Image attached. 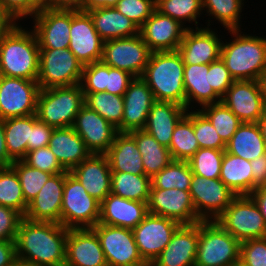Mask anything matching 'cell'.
<instances>
[{
  "label": "cell",
  "mask_w": 266,
  "mask_h": 266,
  "mask_svg": "<svg viewBox=\"0 0 266 266\" xmlns=\"http://www.w3.org/2000/svg\"><path fill=\"white\" fill-rule=\"evenodd\" d=\"M193 173L188 161L172 160L151 178L150 189L189 190Z\"/></svg>",
  "instance_id": "cell-41"
},
{
  "label": "cell",
  "mask_w": 266,
  "mask_h": 266,
  "mask_svg": "<svg viewBox=\"0 0 266 266\" xmlns=\"http://www.w3.org/2000/svg\"><path fill=\"white\" fill-rule=\"evenodd\" d=\"M15 257V241L0 240V266L9 265Z\"/></svg>",
  "instance_id": "cell-58"
},
{
  "label": "cell",
  "mask_w": 266,
  "mask_h": 266,
  "mask_svg": "<svg viewBox=\"0 0 266 266\" xmlns=\"http://www.w3.org/2000/svg\"><path fill=\"white\" fill-rule=\"evenodd\" d=\"M252 168V191L257 187L266 186V153L250 161Z\"/></svg>",
  "instance_id": "cell-55"
},
{
  "label": "cell",
  "mask_w": 266,
  "mask_h": 266,
  "mask_svg": "<svg viewBox=\"0 0 266 266\" xmlns=\"http://www.w3.org/2000/svg\"><path fill=\"white\" fill-rule=\"evenodd\" d=\"M252 168L250 161L224 152L220 180L237 196L252 192Z\"/></svg>",
  "instance_id": "cell-36"
},
{
  "label": "cell",
  "mask_w": 266,
  "mask_h": 266,
  "mask_svg": "<svg viewBox=\"0 0 266 266\" xmlns=\"http://www.w3.org/2000/svg\"><path fill=\"white\" fill-rule=\"evenodd\" d=\"M95 30L104 40L128 38L139 34L137 25L121 14L116 7H104L87 11Z\"/></svg>",
  "instance_id": "cell-33"
},
{
  "label": "cell",
  "mask_w": 266,
  "mask_h": 266,
  "mask_svg": "<svg viewBox=\"0 0 266 266\" xmlns=\"http://www.w3.org/2000/svg\"><path fill=\"white\" fill-rule=\"evenodd\" d=\"M151 178L125 172H111V193L119 197L148 203Z\"/></svg>",
  "instance_id": "cell-39"
},
{
  "label": "cell",
  "mask_w": 266,
  "mask_h": 266,
  "mask_svg": "<svg viewBox=\"0 0 266 266\" xmlns=\"http://www.w3.org/2000/svg\"><path fill=\"white\" fill-rule=\"evenodd\" d=\"M49 147L60 165L69 172L91 155L82 138L72 127L54 128Z\"/></svg>",
  "instance_id": "cell-31"
},
{
  "label": "cell",
  "mask_w": 266,
  "mask_h": 266,
  "mask_svg": "<svg viewBox=\"0 0 266 266\" xmlns=\"http://www.w3.org/2000/svg\"><path fill=\"white\" fill-rule=\"evenodd\" d=\"M184 66L178 51L151 52L141 78L156 101L174 102L186 108Z\"/></svg>",
  "instance_id": "cell-4"
},
{
  "label": "cell",
  "mask_w": 266,
  "mask_h": 266,
  "mask_svg": "<svg viewBox=\"0 0 266 266\" xmlns=\"http://www.w3.org/2000/svg\"><path fill=\"white\" fill-rule=\"evenodd\" d=\"M179 226L172 219L148 213L132 229L138 252L148 266L164 250Z\"/></svg>",
  "instance_id": "cell-14"
},
{
  "label": "cell",
  "mask_w": 266,
  "mask_h": 266,
  "mask_svg": "<svg viewBox=\"0 0 266 266\" xmlns=\"http://www.w3.org/2000/svg\"><path fill=\"white\" fill-rule=\"evenodd\" d=\"M147 214V203L128 200L110 193L101 202L98 223L133 229Z\"/></svg>",
  "instance_id": "cell-28"
},
{
  "label": "cell",
  "mask_w": 266,
  "mask_h": 266,
  "mask_svg": "<svg viewBox=\"0 0 266 266\" xmlns=\"http://www.w3.org/2000/svg\"><path fill=\"white\" fill-rule=\"evenodd\" d=\"M84 101V105L90 110L96 111L117 128L118 132H122L123 96L107 92L84 93Z\"/></svg>",
  "instance_id": "cell-40"
},
{
  "label": "cell",
  "mask_w": 266,
  "mask_h": 266,
  "mask_svg": "<svg viewBox=\"0 0 266 266\" xmlns=\"http://www.w3.org/2000/svg\"><path fill=\"white\" fill-rule=\"evenodd\" d=\"M221 101L242 122L257 123L266 111L257 80L234 81Z\"/></svg>",
  "instance_id": "cell-20"
},
{
  "label": "cell",
  "mask_w": 266,
  "mask_h": 266,
  "mask_svg": "<svg viewBox=\"0 0 266 266\" xmlns=\"http://www.w3.org/2000/svg\"><path fill=\"white\" fill-rule=\"evenodd\" d=\"M168 148L172 159L179 161H188L200 148L193 127V110H187L176 124Z\"/></svg>",
  "instance_id": "cell-37"
},
{
  "label": "cell",
  "mask_w": 266,
  "mask_h": 266,
  "mask_svg": "<svg viewBox=\"0 0 266 266\" xmlns=\"http://www.w3.org/2000/svg\"><path fill=\"white\" fill-rule=\"evenodd\" d=\"M86 0H49V9L84 11Z\"/></svg>",
  "instance_id": "cell-57"
},
{
  "label": "cell",
  "mask_w": 266,
  "mask_h": 266,
  "mask_svg": "<svg viewBox=\"0 0 266 266\" xmlns=\"http://www.w3.org/2000/svg\"><path fill=\"white\" fill-rule=\"evenodd\" d=\"M72 128L82 138L91 154H105L118 133L117 128L86 105L75 117Z\"/></svg>",
  "instance_id": "cell-19"
},
{
  "label": "cell",
  "mask_w": 266,
  "mask_h": 266,
  "mask_svg": "<svg viewBox=\"0 0 266 266\" xmlns=\"http://www.w3.org/2000/svg\"><path fill=\"white\" fill-rule=\"evenodd\" d=\"M0 3L17 23L27 18V0H0Z\"/></svg>",
  "instance_id": "cell-56"
},
{
  "label": "cell",
  "mask_w": 266,
  "mask_h": 266,
  "mask_svg": "<svg viewBox=\"0 0 266 266\" xmlns=\"http://www.w3.org/2000/svg\"><path fill=\"white\" fill-rule=\"evenodd\" d=\"M115 7L140 28L155 10V0H119Z\"/></svg>",
  "instance_id": "cell-49"
},
{
  "label": "cell",
  "mask_w": 266,
  "mask_h": 266,
  "mask_svg": "<svg viewBox=\"0 0 266 266\" xmlns=\"http://www.w3.org/2000/svg\"><path fill=\"white\" fill-rule=\"evenodd\" d=\"M111 172L145 175L141 153L129 132H118L114 142L105 153Z\"/></svg>",
  "instance_id": "cell-32"
},
{
  "label": "cell",
  "mask_w": 266,
  "mask_h": 266,
  "mask_svg": "<svg viewBox=\"0 0 266 266\" xmlns=\"http://www.w3.org/2000/svg\"><path fill=\"white\" fill-rule=\"evenodd\" d=\"M66 172L52 175L27 206L24 217L31 221L61 224L62 197Z\"/></svg>",
  "instance_id": "cell-25"
},
{
  "label": "cell",
  "mask_w": 266,
  "mask_h": 266,
  "mask_svg": "<svg viewBox=\"0 0 266 266\" xmlns=\"http://www.w3.org/2000/svg\"><path fill=\"white\" fill-rule=\"evenodd\" d=\"M155 9L163 15L179 21L183 26L186 22L199 28V18L203 13L202 0H155Z\"/></svg>",
  "instance_id": "cell-44"
},
{
  "label": "cell",
  "mask_w": 266,
  "mask_h": 266,
  "mask_svg": "<svg viewBox=\"0 0 266 266\" xmlns=\"http://www.w3.org/2000/svg\"><path fill=\"white\" fill-rule=\"evenodd\" d=\"M83 67L68 48L40 49L37 82L40 89L74 86L80 84Z\"/></svg>",
  "instance_id": "cell-9"
},
{
  "label": "cell",
  "mask_w": 266,
  "mask_h": 266,
  "mask_svg": "<svg viewBox=\"0 0 266 266\" xmlns=\"http://www.w3.org/2000/svg\"><path fill=\"white\" fill-rule=\"evenodd\" d=\"M240 245L216 220L199 221L195 266H238Z\"/></svg>",
  "instance_id": "cell-5"
},
{
  "label": "cell",
  "mask_w": 266,
  "mask_h": 266,
  "mask_svg": "<svg viewBox=\"0 0 266 266\" xmlns=\"http://www.w3.org/2000/svg\"><path fill=\"white\" fill-rule=\"evenodd\" d=\"M96 232L108 266H148L140 256L133 231L97 223Z\"/></svg>",
  "instance_id": "cell-10"
},
{
  "label": "cell",
  "mask_w": 266,
  "mask_h": 266,
  "mask_svg": "<svg viewBox=\"0 0 266 266\" xmlns=\"http://www.w3.org/2000/svg\"><path fill=\"white\" fill-rule=\"evenodd\" d=\"M70 173L79 180L87 193L99 202L111 193V169L105 154H91Z\"/></svg>",
  "instance_id": "cell-27"
},
{
  "label": "cell",
  "mask_w": 266,
  "mask_h": 266,
  "mask_svg": "<svg viewBox=\"0 0 266 266\" xmlns=\"http://www.w3.org/2000/svg\"><path fill=\"white\" fill-rule=\"evenodd\" d=\"M151 51L140 34L128 38L104 41L101 61L113 68L141 77Z\"/></svg>",
  "instance_id": "cell-11"
},
{
  "label": "cell",
  "mask_w": 266,
  "mask_h": 266,
  "mask_svg": "<svg viewBox=\"0 0 266 266\" xmlns=\"http://www.w3.org/2000/svg\"><path fill=\"white\" fill-rule=\"evenodd\" d=\"M119 0H86L84 11H90L97 8L115 7Z\"/></svg>",
  "instance_id": "cell-63"
},
{
  "label": "cell",
  "mask_w": 266,
  "mask_h": 266,
  "mask_svg": "<svg viewBox=\"0 0 266 266\" xmlns=\"http://www.w3.org/2000/svg\"><path fill=\"white\" fill-rule=\"evenodd\" d=\"M193 127L200 148L226 149V143L219 136L209 119L199 109L193 111Z\"/></svg>",
  "instance_id": "cell-48"
},
{
  "label": "cell",
  "mask_w": 266,
  "mask_h": 266,
  "mask_svg": "<svg viewBox=\"0 0 266 266\" xmlns=\"http://www.w3.org/2000/svg\"><path fill=\"white\" fill-rule=\"evenodd\" d=\"M26 28L16 23L0 38V75L37 80L39 43L33 29Z\"/></svg>",
  "instance_id": "cell-2"
},
{
  "label": "cell",
  "mask_w": 266,
  "mask_h": 266,
  "mask_svg": "<svg viewBox=\"0 0 266 266\" xmlns=\"http://www.w3.org/2000/svg\"><path fill=\"white\" fill-rule=\"evenodd\" d=\"M210 79L213 90L221 98L235 81L221 58L210 63Z\"/></svg>",
  "instance_id": "cell-53"
},
{
  "label": "cell",
  "mask_w": 266,
  "mask_h": 266,
  "mask_svg": "<svg viewBox=\"0 0 266 266\" xmlns=\"http://www.w3.org/2000/svg\"><path fill=\"white\" fill-rule=\"evenodd\" d=\"M0 205L16 210L23 217L27 210L19 178L11 166L0 167Z\"/></svg>",
  "instance_id": "cell-43"
},
{
  "label": "cell",
  "mask_w": 266,
  "mask_h": 266,
  "mask_svg": "<svg viewBox=\"0 0 266 266\" xmlns=\"http://www.w3.org/2000/svg\"><path fill=\"white\" fill-rule=\"evenodd\" d=\"M189 192L200 221L216 220L237 196L220 179L194 174Z\"/></svg>",
  "instance_id": "cell-12"
},
{
  "label": "cell",
  "mask_w": 266,
  "mask_h": 266,
  "mask_svg": "<svg viewBox=\"0 0 266 266\" xmlns=\"http://www.w3.org/2000/svg\"><path fill=\"white\" fill-rule=\"evenodd\" d=\"M148 213L166 217L180 225L196 224L197 218L189 190L150 189Z\"/></svg>",
  "instance_id": "cell-16"
},
{
  "label": "cell",
  "mask_w": 266,
  "mask_h": 266,
  "mask_svg": "<svg viewBox=\"0 0 266 266\" xmlns=\"http://www.w3.org/2000/svg\"><path fill=\"white\" fill-rule=\"evenodd\" d=\"M7 266H34V265L29 263L28 261L15 257L13 261Z\"/></svg>",
  "instance_id": "cell-66"
},
{
  "label": "cell",
  "mask_w": 266,
  "mask_h": 266,
  "mask_svg": "<svg viewBox=\"0 0 266 266\" xmlns=\"http://www.w3.org/2000/svg\"><path fill=\"white\" fill-rule=\"evenodd\" d=\"M39 92L37 80L0 75V118L36 114Z\"/></svg>",
  "instance_id": "cell-13"
},
{
  "label": "cell",
  "mask_w": 266,
  "mask_h": 266,
  "mask_svg": "<svg viewBox=\"0 0 266 266\" xmlns=\"http://www.w3.org/2000/svg\"><path fill=\"white\" fill-rule=\"evenodd\" d=\"M135 77L118 68L110 67L102 61L83 67L80 86L83 93L107 92L124 96L130 82Z\"/></svg>",
  "instance_id": "cell-24"
},
{
  "label": "cell",
  "mask_w": 266,
  "mask_h": 266,
  "mask_svg": "<svg viewBox=\"0 0 266 266\" xmlns=\"http://www.w3.org/2000/svg\"><path fill=\"white\" fill-rule=\"evenodd\" d=\"M22 218L16 210L0 205V240L15 241Z\"/></svg>",
  "instance_id": "cell-52"
},
{
  "label": "cell",
  "mask_w": 266,
  "mask_h": 266,
  "mask_svg": "<svg viewBox=\"0 0 266 266\" xmlns=\"http://www.w3.org/2000/svg\"><path fill=\"white\" fill-rule=\"evenodd\" d=\"M104 40L95 30L88 12L71 10V27L68 49L83 66L101 61Z\"/></svg>",
  "instance_id": "cell-15"
},
{
  "label": "cell",
  "mask_w": 266,
  "mask_h": 266,
  "mask_svg": "<svg viewBox=\"0 0 266 266\" xmlns=\"http://www.w3.org/2000/svg\"><path fill=\"white\" fill-rule=\"evenodd\" d=\"M187 28L156 9L139 28V34L151 52L177 51Z\"/></svg>",
  "instance_id": "cell-17"
},
{
  "label": "cell",
  "mask_w": 266,
  "mask_h": 266,
  "mask_svg": "<svg viewBox=\"0 0 266 266\" xmlns=\"http://www.w3.org/2000/svg\"><path fill=\"white\" fill-rule=\"evenodd\" d=\"M258 82L261 88V94L263 97L264 106L266 110V71L260 76V78L258 79Z\"/></svg>",
  "instance_id": "cell-64"
},
{
  "label": "cell",
  "mask_w": 266,
  "mask_h": 266,
  "mask_svg": "<svg viewBox=\"0 0 266 266\" xmlns=\"http://www.w3.org/2000/svg\"><path fill=\"white\" fill-rule=\"evenodd\" d=\"M225 150L199 148L188 160L192 173L210 179H219Z\"/></svg>",
  "instance_id": "cell-46"
},
{
  "label": "cell",
  "mask_w": 266,
  "mask_h": 266,
  "mask_svg": "<svg viewBox=\"0 0 266 266\" xmlns=\"http://www.w3.org/2000/svg\"><path fill=\"white\" fill-rule=\"evenodd\" d=\"M33 127V114L4 120L5 140L9 156L22 160L27 154V141H30Z\"/></svg>",
  "instance_id": "cell-38"
},
{
  "label": "cell",
  "mask_w": 266,
  "mask_h": 266,
  "mask_svg": "<svg viewBox=\"0 0 266 266\" xmlns=\"http://www.w3.org/2000/svg\"><path fill=\"white\" fill-rule=\"evenodd\" d=\"M212 123L222 140L227 143L242 121L221 101L199 109Z\"/></svg>",
  "instance_id": "cell-45"
},
{
  "label": "cell",
  "mask_w": 266,
  "mask_h": 266,
  "mask_svg": "<svg viewBox=\"0 0 266 266\" xmlns=\"http://www.w3.org/2000/svg\"><path fill=\"white\" fill-rule=\"evenodd\" d=\"M68 228L22 218L15 240L16 257L34 266H65Z\"/></svg>",
  "instance_id": "cell-1"
},
{
  "label": "cell",
  "mask_w": 266,
  "mask_h": 266,
  "mask_svg": "<svg viewBox=\"0 0 266 266\" xmlns=\"http://www.w3.org/2000/svg\"><path fill=\"white\" fill-rule=\"evenodd\" d=\"M211 21L208 19L207 27L187 28L185 31L177 50L184 65L210 64L220 58L222 39L211 29Z\"/></svg>",
  "instance_id": "cell-18"
},
{
  "label": "cell",
  "mask_w": 266,
  "mask_h": 266,
  "mask_svg": "<svg viewBox=\"0 0 266 266\" xmlns=\"http://www.w3.org/2000/svg\"><path fill=\"white\" fill-rule=\"evenodd\" d=\"M183 76L187 110L195 109L193 103L203 107L221 102L222 98L211 86L210 64L185 65Z\"/></svg>",
  "instance_id": "cell-30"
},
{
  "label": "cell",
  "mask_w": 266,
  "mask_h": 266,
  "mask_svg": "<svg viewBox=\"0 0 266 266\" xmlns=\"http://www.w3.org/2000/svg\"><path fill=\"white\" fill-rule=\"evenodd\" d=\"M249 196L253 199V201L258 206L263 219L266 223V186L257 187L253 190Z\"/></svg>",
  "instance_id": "cell-60"
},
{
  "label": "cell",
  "mask_w": 266,
  "mask_h": 266,
  "mask_svg": "<svg viewBox=\"0 0 266 266\" xmlns=\"http://www.w3.org/2000/svg\"><path fill=\"white\" fill-rule=\"evenodd\" d=\"M257 124L260 127L261 134L266 144V111L264 112L263 116L258 120Z\"/></svg>",
  "instance_id": "cell-65"
},
{
  "label": "cell",
  "mask_w": 266,
  "mask_h": 266,
  "mask_svg": "<svg viewBox=\"0 0 266 266\" xmlns=\"http://www.w3.org/2000/svg\"><path fill=\"white\" fill-rule=\"evenodd\" d=\"M84 102L80 84L40 89L36 114L40 121L54 128L72 127Z\"/></svg>",
  "instance_id": "cell-6"
},
{
  "label": "cell",
  "mask_w": 266,
  "mask_h": 266,
  "mask_svg": "<svg viewBox=\"0 0 266 266\" xmlns=\"http://www.w3.org/2000/svg\"><path fill=\"white\" fill-rule=\"evenodd\" d=\"M22 160L27 165L52 175L66 172L49 146L27 152Z\"/></svg>",
  "instance_id": "cell-50"
},
{
  "label": "cell",
  "mask_w": 266,
  "mask_h": 266,
  "mask_svg": "<svg viewBox=\"0 0 266 266\" xmlns=\"http://www.w3.org/2000/svg\"><path fill=\"white\" fill-rule=\"evenodd\" d=\"M241 31L228 30L232 40L222 41L220 58L235 81H258L266 71V38Z\"/></svg>",
  "instance_id": "cell-3"
},
{
  "label": "cell",
  "mask_w": 266,
  "mask_h": 266,
  "mask_svg": "<svg viewBox=\"0 0 266 266\" xmlns=\"http://www.w3.org/2000/svg\"><path fill=\"white\" fill-rule=\"evenodd\" d=\"M186 112L187 109L177 103L155 101L143 130L151 134L159 144L169 147L174 128Z\"/></svg>",
  "instance_id": "cell-29"
},
{
  "label": "cell",
  "mask_w": 266,
  "mask_h": 266,
  "mask_svg": "<svg viewBox=\"0 0 266 266\" xmlns=\"http://www.w3.org/2000/svg\"><path fill=\"white\" fill-rule=\"evenodd\" d=\"M49 9V0H27V17H34L38 12Z\"/></svg>",
  "instance_id": "cell-62"
},
{
  "label": "cell",
  "mask_w": 266,
  "mask_h": 266,
  "mask_svg": "<svg viewBox=\"0 0 266 266\" xmlns=\"http://www.w3.org/2000/svg\"><path fill=\"white\" fill-rule=\"evenodd\" d=\"M100 205L90 196L79 180L66 171L64 182L61 225L65 228H92L100 218Z\"/></svg>",
  "instance_id": "cell-7"
},
{
  "label": "cell",
  "mask_w": 266,
  "mask_h": 266,
  "mask_svg": "<svg viewBox=\"0 0 266 266\" xmlns=\"http://www.w3.org/2000/svg\"><path fill=\"white\" fill-rule=\"evenodd\" d=\"M122 132L144 129L148 113L156 101L153 92L141 77H135L125 94Z\"/></svg>",
  "instance_id": "cell-26"
},
{
  "label": "cell",
  "mask_w": 266,
  "mask_h": 266,
  "mask_svg": "<svg viewBox=\"0 0 266 266\" xmlns=\"http://www.w3.org/2000/svg\"><path fill=\"white\" fill-rule=\"evenodd\" d=\"M16 20L2 7L0 3V38L4 36L15 24Z\"/></svg>",
  "instance_id": "cell-61"
},
{
  "label": "cell",
  "mask_w": 266,
  "mask_h": 266,
  "mask_svg": "<svg viewBox=\"0 0 266 266\" xmlns=\"http://www.w3.org/2000/svg\"><path fill=\"white\" fill-rule=\"evenodd\" d=\"M11 167L16 171L27 204L37 196L40 189L52 176L50 173L27 165L23 160H15Z\"/></svg>",
  "instance_id": "cell-47"
},
{
  "label": "cell",
  "mask_w": 266,
  "mask_h": 266,
  "mask_svg": "<svg viewBox=\"0 0 266 266\" xmlns=\"http://www.w3.org/2000/svg\"><path fill=\"white\" fill-rule=\"evenodd\" d=\"M227 153L253 161L266 153V144L257 123L242 122L226 143Z\"/></svg>",
  "instance_id": "cell-34"
},
{
  "label": "cell",
  "mask_w": 266,
  "mask_h": 266,
  "mask_svg": "<svg viewBox=\"0 0 266 266\" xmlns=\"http://www.w3.org/2000/svg\"><path fill=\"white\" fill-rule=\"evenodd\" d=\"M240 266H266V237L241 242Z\"/></svg>",
  "instance_id": "cell-51"
},
{
  "label": "cell",
  "mask_w": 266,
  "mask_h": 266,
  "mask_svg": "<svg viewBox=\"0 0 266 266\" xmlns=\"http://www.w3.org/2000/svg\"><path fill=\"white\" fill-rule=\"evenodd\" d=\"M14 160L9 156L4 131V119L0 118V167L11 166Z\"/></svg>",
  "instance_id": "cell-59"
},
{
  "label": "cell",
  "mask_w": 266,
  "mask_h": 266,
  "mask_svg": "<svg viewBox=\"0 0 266 266\" xmlns=\"http://www.w3.org/2000/svg\"><path fill=\"white\" fill-rule=\"evenodd\" d=\"M65 266H108L92 228L68 229Z\"/></svg>",
  "instance_id": "cell-22"
},
{
  "label": "cell",
  "mask_w": 266,
  "mask_h": 266,
  "mask_svg": "<svg viewBox=\"0 0 266 266\" xmlns=\"http://www.w3.org/2000/svg\"><path fill=\"white\" fill-rule=\"evenodd\" d=\"M216 221L240 243L266 237V223L249 195L236 196Z\"/></svg>",
  "instance_id": "cell-8"
},
{
  "label": "cell",
  "mask_w": 266,
  "mask_h": 266,
  "mask_svg": "<svg viewBox=\"0 0 266 266\" xmlns=\"http://www.w3.org/2000/svg\"><path fill=\"white\" fill-rule=\"evenodd\" d=\"M202 6L205 15L218 20L225 30L242 29L240 19L244 0H202Z\"/></svg>",
  "instance_id": "cell-42"
},
{
  "label": "cell",
  "mask_w": 266,
  "mask_h": 266,
  "mask_svg": "<svg viewBox=\"0 0 266 266\" xmlns=\"http://www.w3.org/2000/svg\"><path fill=\"white\" fill-rule=\"evenodd\" d=\"M129 133L134 137L141 153L146 176L153 178L173 160L169 148L159 144L145 130H133Z\"/></svg>",
  "instance_id": "cell-35"
},
{
  "label": "cell",
  "mask_w": 266,
  "mask_h": 266,
  "mask_svg": "<svg viewBox=\"0 0 266 266\" xmlns=\"http://www.w3.org/2000/svg\"><path fill=\"white\" fill-rule=\"evenodd\" d=\"M198 241L199 222L180 225L150 266H195Z\"/></svg>",
  "instance_id": "cell-23"
},
{
  "label": "cell",
  "mask_w": 266,
  "mask_h": 266,
  "mask_svg": "<svg viewBox=\"0 0 266 266\" xmlns=\"http://www.w3.org/2000/svg\"><path fill=\"white\" fill-rule=\"evenodd\" d=\"M54 127L40 121L37 114H33V127L30 141H27V152L49 146V141Z\"/></svg>",
  "instance_id": "cell-54"
},
{
  "label": "cell",
  "mask_w": 266,
  "mask_h": 266,
  "mask_svg": "<svg viewBox=\"0 0 266 266\" xmlns=\"http://www.w3.org/2000/svg\"><path fill=\"white\" fill-rule=\"evenodd\" d=\"M32 18L40 49L69 47L71 10H43Z\"/></svg>",
  "instance_id": "cell-21"
}]
</instances>
